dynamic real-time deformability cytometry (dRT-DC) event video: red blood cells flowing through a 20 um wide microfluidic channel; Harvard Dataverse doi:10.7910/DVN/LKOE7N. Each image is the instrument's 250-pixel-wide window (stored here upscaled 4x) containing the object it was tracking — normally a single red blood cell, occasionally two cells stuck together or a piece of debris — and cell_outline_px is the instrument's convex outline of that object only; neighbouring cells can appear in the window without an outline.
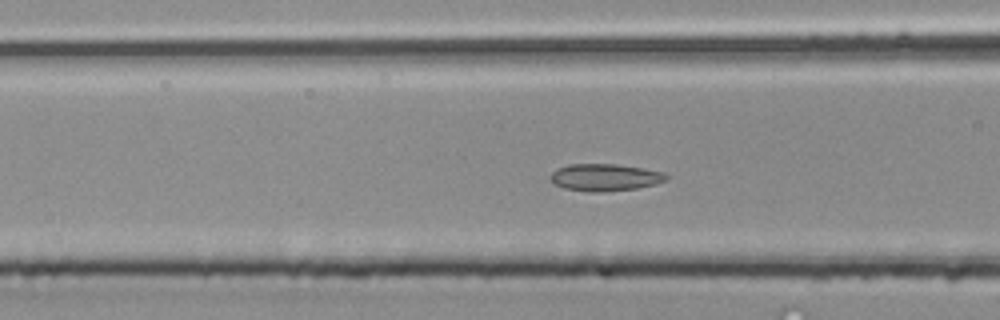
{"species": "common noctule bat (a hibernating species)", "species_latin": "Nyctalus noctula", "temperature_condition": "room temperature", "stored_images_in_passage": 48, "segment_of_instrument_passage": [1, 2], "camera_frame_rate_fps": 3000, "um_per_image_px": 0.085, "animal": {"sex": "male", "body_mass_g": 20.4}, "frame": {"image": 1, "passage_image": 18, "time_ms": 5.667, "image_size_px": [1000, 320], "cell_outline_px": [[668, 176], [664, 180], [656, 184], [636, 188], [604, 192], [588, 192], [564, 188], [556, 184], [548, 176], [556, 168], [568, 164], [616, 164], [644, 168], [664, 172]], "centroid_in_image_um": [51.4, 15.07], "position_along_channel_um": 115.2, "area_um2": 18.38}}
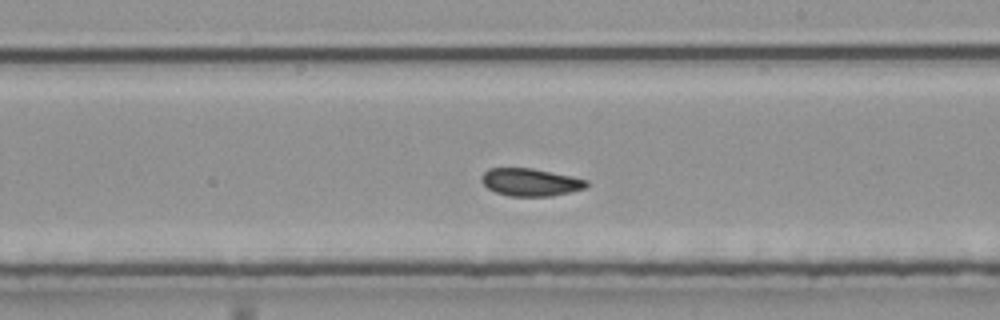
{"frame": {"image": 2, "passage_image": 27, "time_ms": 8.667, "image_size_px": [1000, 320], "cell_outline_px": [[588, 188], [572, 192], [552, 196], [508, 196], [496, 192], [488, 188], [480, 180], [484, 172], [488, 168], [532, 168], [572, 176], [588, 180]], "centroid_in_image_um": [45.12, 15.49], "position_along_channel_um": 243.9, "area_um2": 17.05}}
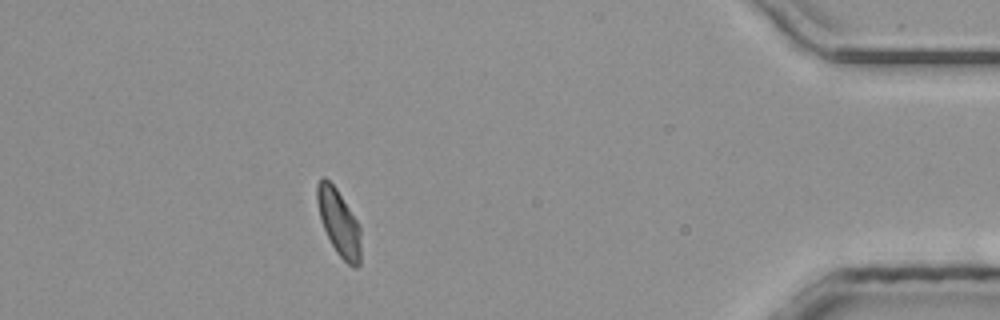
{"frame": {"image": 3, "passage_image": 42, "time_ms": 13.667, "image_size_px": [1000, 320], "cell_outline_px": [[360, 264], [356, 268], [348, 264], [336, 252], [324, 228], [320, 216], [316, 200], [316, 184], [324, 176], [336, 188], [356, 220], [360, 228]], "centroid_in_image_um": [28.79, 18.92], "position_along_channel_um": 406.4, "area_um2": 16.53}}